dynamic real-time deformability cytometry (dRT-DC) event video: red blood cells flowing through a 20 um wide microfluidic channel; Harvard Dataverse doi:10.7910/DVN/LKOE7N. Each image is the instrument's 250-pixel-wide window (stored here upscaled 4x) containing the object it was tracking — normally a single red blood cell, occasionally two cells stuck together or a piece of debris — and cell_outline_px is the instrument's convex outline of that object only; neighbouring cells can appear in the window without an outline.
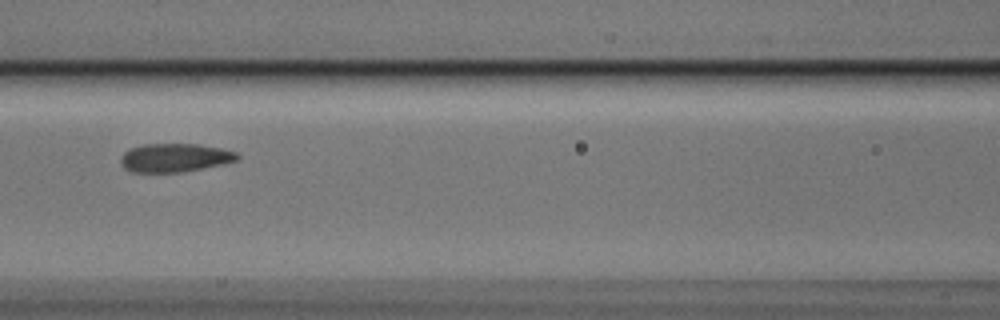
{"species": "Egyptian fruit bat (a non-hibernating species)", "species_latin": "Rousettus aegyptiacus", "temperature_condition": "cold", "stored_images_in_passage": 7, "segment_of_instrument_passage": [1, 2], "camera_frame_rate_fps": 3000, "um_per_image_px": 0.085, "animal": {"sex": "male"}, "frame": {"image": 1, "passage_image": 4, "time_ms": 1.0, "image_size_px": [1000, 320], "cell_outline_px": [[240, 156], [236, 160], [224, 164], [204, 168], [180, 172], [132, 172], [124, 168], [120, 164], [120, 156], [124, 152], [132, 148], [144, 144], [200, 144], [220, 148], [236, 152]], "centroid_in_image_um": [14.84, 13.41], "position_along_channel_um": 151.8, "area_um2": 19.42}}
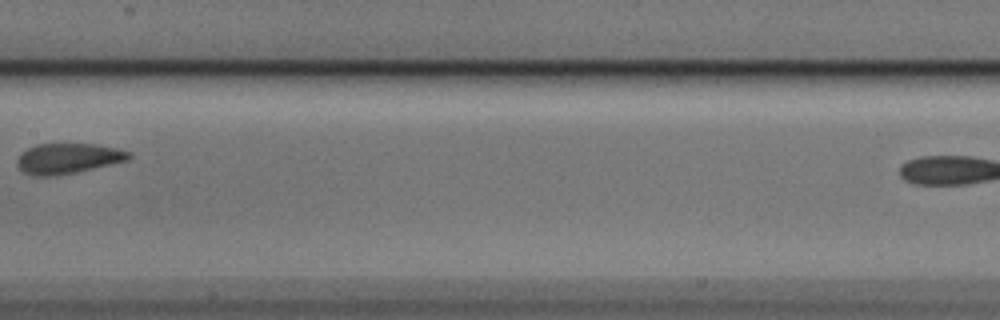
{"frame": {"image": 2, "passage_image": 5, "time_ms": 1.333, "image_size_px": [1000, 320], "cell_outline_px": [[132, 156], [128, 160], [112, 164], [76, 172], [56, 176], [32, 176], [24, 172], [16, 164], [16, 160], [28, 148], [36, 144], [92, 144], [116, 148], [132, 152]], "centroid_in_image_um": [5.79, 13.48], "position_along_channel_um": 201.6, "area_um2": 19.71}}
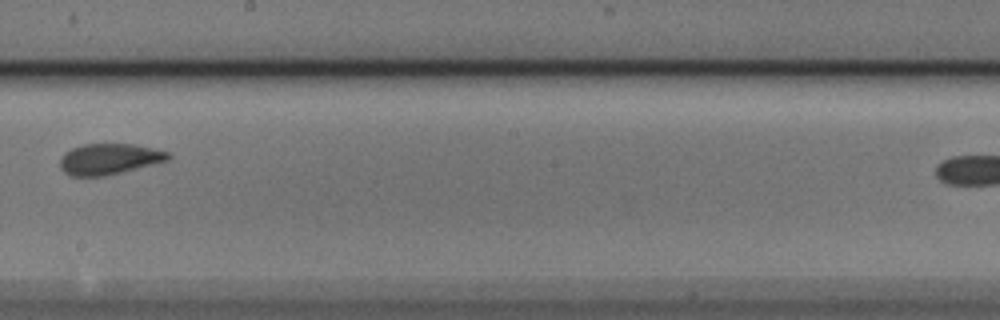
{"frame": {"image": 3, "passage_image": 6, "time_ms": 1.667, "image_size_px": [1000, 320], "cell_outline_px": [[172, 156], [168, 160], [104, 176], [68, 176], [60, 168], [60, 160], [64, 152], [72, 148], [84, 144], [132, 144], [172, 152]], "centroid_in_image_um": [9.26, 13.51], "position_along_channel_um": 238.9, "area_um2": 19.42}}